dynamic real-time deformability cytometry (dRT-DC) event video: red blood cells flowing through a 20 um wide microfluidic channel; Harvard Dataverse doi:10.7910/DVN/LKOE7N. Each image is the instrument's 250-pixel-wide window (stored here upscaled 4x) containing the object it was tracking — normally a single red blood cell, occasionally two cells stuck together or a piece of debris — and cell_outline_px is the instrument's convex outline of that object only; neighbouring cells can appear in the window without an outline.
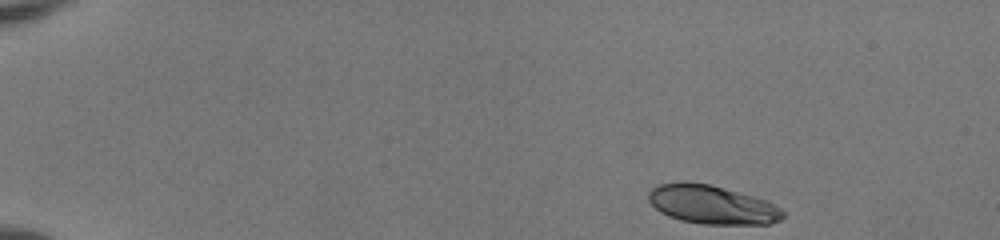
{"species": "human", "species_latin": "Homo sapiens", "temperature_condition": "room temperature", "stored_images_in_passage": 45, "camera_frame_rate_fps": 3000, "um_per_image_px": 0.085, "donor": {"sex": "female"}, "frame": {"image": 1, "passage_image": 1, "time_ms": 0.0, "image_size_px": [1000, 240], "cell_outline_px": [[784, 216], [780, 220], [768, 224], [704, 224], [680, 220], [668, 216], [660, 212], [648, 200], [648, 192], [656, 184], [680, 180], [684, 180], [708, 184], [724, 188], [752, 196], [764, 200], [780, 208], [784, 212]], "centroid_in_image_um": [60.45, 17.38], "position_along_channel_um": 24.5, "area_um2": 30.4}}
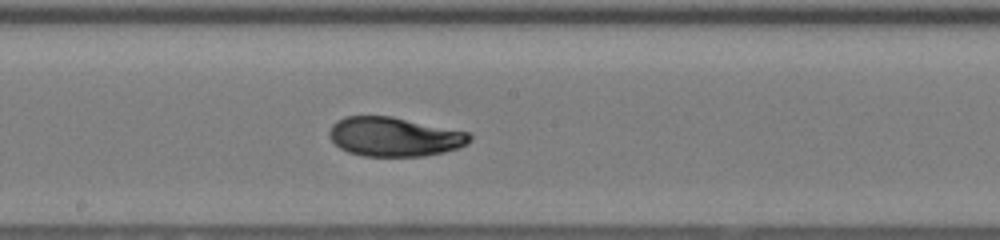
{"frame": {"image": 2, "passage_image": 24, "time_ms": 7.667, "image_size_px": [1000, 240], "cell_outline_px": [[472, 140], [468, 144], [444, 152], [424, 156], [364, 156], [348, 152], [340, 148], [328, 136], [328, 132], [332, 124], [336, 120], [344, 116], [392, 116], [472, 132]], "centroid_in_image_um": [33.54, 11.61], "position_along_channel_um": 214.7, "area_um2": 32.48}}
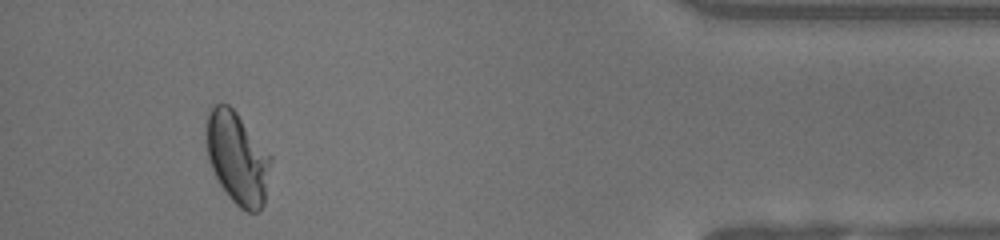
{"frame": {"image": 3, "passage_image": 42, "time_ms": 13.667, "image_size_px": [1000, 240], "cell_outline_px": [[272, 160], [264, 204], [260, 212], [248, 212], [240, 208], [228, 196], [220, 184], [208, 160], [204, 140], [208, 108], [212, 104], [228, 104], [236, 112], [272, 156]], "centroid_in_image_um": [20.16, 13.42], "position_along_channel_um": 415.0, "area_um2": 35.03}, "authors_computed_cell_mechanics": {"area_um2": 32.0212, "velocity_mm_per_s": 4.0981, "shape_relaxation_time_tau1_ms": 5.6699, "shape_relaxation_time_tau2_ms": 0.8874, "deformation_change_tau1": 0.1954, "deformation_change_tau2": 0.0398}}